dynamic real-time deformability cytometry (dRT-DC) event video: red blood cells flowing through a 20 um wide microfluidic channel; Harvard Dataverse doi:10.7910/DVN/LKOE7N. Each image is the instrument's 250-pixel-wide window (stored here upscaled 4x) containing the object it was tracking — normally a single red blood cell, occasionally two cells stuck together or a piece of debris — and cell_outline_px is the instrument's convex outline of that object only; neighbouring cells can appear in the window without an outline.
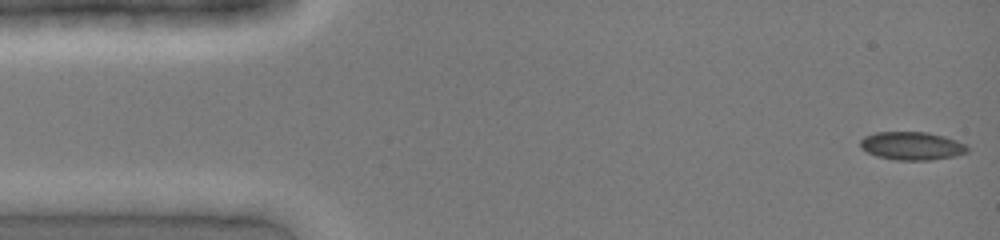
{"species": "common noctule bat (a hibernating species)", "species_latin": "Nyctalus noctula", "temperature_condition": "cold", "stored_images_in_passage": 30, "camera_frame_rate_fps": 3000, "um_per_image_px": 0.085, "animal": {"sex": "female", "body_mass_g": 19.0, "forearm_length_mm": 51.5}, "frame": {"image": 1, "passage_image": 1, "time_ms": 0.0, "image_size_px": [1000, 240], "cell_outline_px": [[968, 152], [956, 156], [928, 160], [896, 160], [876, 156], [860, 148], [860, 140], [864, 136], [876, 132], [928, 132], [944, 136], [968, 144]], "centroid_in_image_um": [77.52, 12.4], "position_along_channel_um": 7.5, "area_um2": 17.74}}
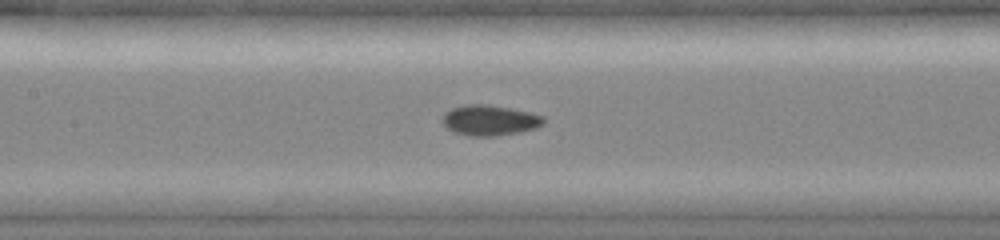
{"frame": {"image": 2, "passage_image": 19, "time_ms": 6.0, "image_size_px": [1000, 240], "cell_outline_px": [[544, 124], [536, 128], [520, 132], [496, 136], [472, 136], [452, 132], [440, 120], [444, 112], [452, 108], [468, 104], [484, 104], [508, 108], [528, 112], [544, 116]], "centroid_in_image_um": [41.6, 10.23], "position_along_channel_um": 165.8, "area_um2": 17.98}}
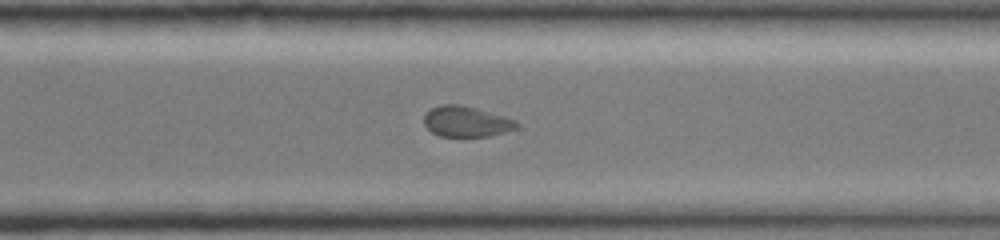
{"frame": {"image": 3, "passage_image": 30, "time_ms": 9.667, "image_size_px": [1000, 240], "cell_outline_px": [[520, 124], [516, 128], [504, 132], [488, 136], [440, 136], [432, 132], [424, 124], [424, 116], [432, 108], [440, 104], [460, 104], [476, 108], [516, 120]], "centroid_in_image_um": [39.63, 10.32], "position_along_channel_um": 331.0, "area_um2": 16.36}}